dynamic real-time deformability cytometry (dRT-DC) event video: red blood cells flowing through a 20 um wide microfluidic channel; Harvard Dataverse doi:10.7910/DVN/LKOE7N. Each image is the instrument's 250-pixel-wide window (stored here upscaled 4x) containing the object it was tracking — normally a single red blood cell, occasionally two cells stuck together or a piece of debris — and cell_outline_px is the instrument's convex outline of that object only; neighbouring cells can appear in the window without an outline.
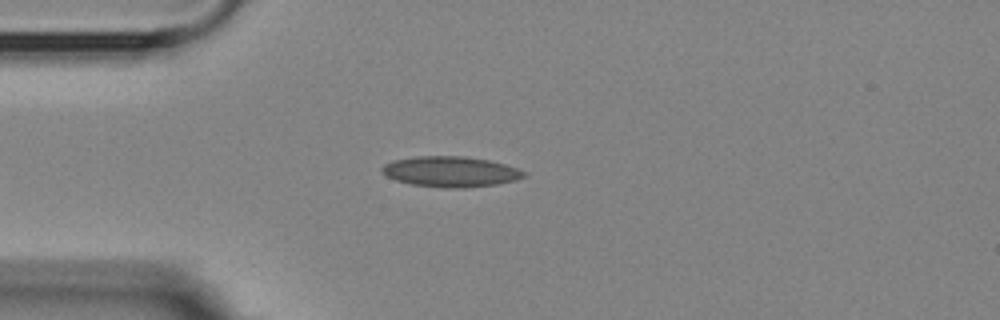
{"species": "Egyptian fruit bat (a non-hibernating species)", "species_latin": "Rousettus aegyptiacus", "temperature_condition": "room temperature", "stored_images_in_passage": 1, "camera_frame_rate_fps": 3000, "um_per_image_px": 0.085, "animal": {"sex": "female"}, "frame": {"image": 1, "passage_image": 1, "time_ms": 0.0, "image_size_px": [1000, 320], "cell_outline_px": [[528, 176], [516, 180], [496, 184], [464, 188], [444, 188], [412, 184], [396, 180], [380, 172], [380, 168], [384, 164], [392, 160], [416, 156], [464, 156], [488, 160], [504, 164], [528, 172]], "centroid_in_image_um": [38.3, 14.59], "position_along_channel_um": 46.7, "area_um2": 25.37}}